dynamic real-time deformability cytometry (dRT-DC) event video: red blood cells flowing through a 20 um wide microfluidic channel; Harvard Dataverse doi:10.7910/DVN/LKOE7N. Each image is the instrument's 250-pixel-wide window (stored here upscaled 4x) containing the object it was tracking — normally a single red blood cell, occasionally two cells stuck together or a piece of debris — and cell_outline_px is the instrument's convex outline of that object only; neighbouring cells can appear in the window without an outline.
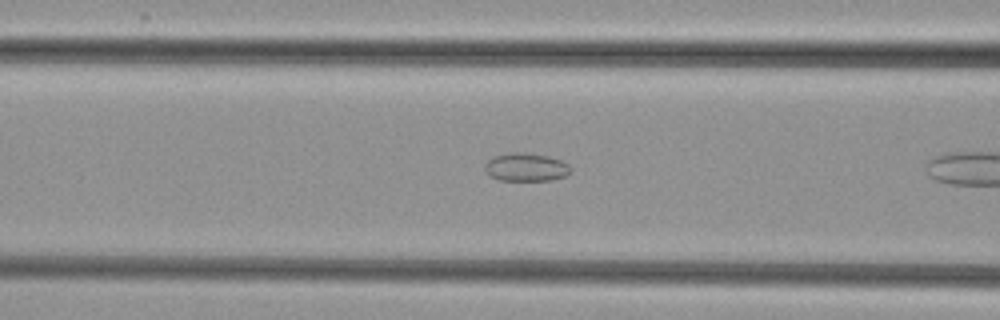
{"species": "common noctule bat (a hibernating species)", "species_latin": "Nyctalus noctula", "temperature_condition": "cold", "stored_images_in_passage": 7, "camera_frame_rate_fps": 3000, "um_per_image_px": 0.085, "animal": {"sex": "female", "body_mass_g": 29.2, "forearm_length_mm": 56.3}, "frame": {"image": 1, "passage_image": 6, "time_ms": 1.667, "image_size_px": [1000, 320], "cell_outline_px": [[572, 168], [564, 176], [552, 180], [500, 180], [488, 176], [484, 168], [484, 164], [492, 156], [512, 152], [524, 152], [548, 156], [560, 160], [568, 164]], "centroid_in_image_um": [44.66, 14.2], "position_along_channel_um": 121.9, "area_um2": 14.16}}